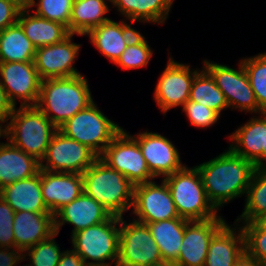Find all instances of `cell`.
<instances>
[{
	"label": "cell",
	"mask_w": 266,
	"mask_h": 266,
	"mask_svg": "<svg viewBox=\"0 0 266 266\" xmlns=\"http://www.w3.org/2000/svg\"><path fill=\"white\" fill-rule=\"evenodd\" d=\"M208 199L218 210L225 203L246 194L255 169L253 163L229 147L217 157L195 166Z\"/></svg>",
	"instance_id": "6da1fadb"
},
{
	"label": "cell",
	"mask_w": 266,
	"mask_h": 266,
	"mask_svg": "<svg viewBox=\"0 0 266 266\" xmlns=\"http://www.w3.org/2000/svg\"><path fill=\"white\" fill-rule=\"evenodd\" d=\"M93 102L85 76L44 79L36 107L59 129Z\"/></svg>",
	"instance_id": "7a4b0ae2"
},
{
	"label": "cell",
	"mask_w": 266,
	"mask_h": 266,
	"mask_svg": "<svg viewBox=\"0 0 266 266\" xmlns=\"http://www.w3.org/2000/svg\"><path fill=\"white\" fill-rule=\"evenodd\" d=\"M82 177L83 191L104 206L111 215L123 217V213L132 208L135 185L99 157Z\"/></svg>",
	"instance_id": "3957f363"
},
{
	"label": "cell",
	"mask_w": 266,
	"mask_h": 266,
	"mask_svg": "<svg viewBox=\"0 0 266 266\" xmlns=\"http://www.w3.org/2000/svg\"><path fill=\"white\" fill-rule=\"evenodd\" d=\"M9 120L5 138L41 162L57 128L36 106L15 107Z\"/></svg>",
	"instance_id": "277c9868"
},
{
	"label": "cell",
	"mask_w": 266,
	"mask_h": 266,
	"mask_svg": "<svg viewBox=\"0 0 266 266\" xmlns=\"http://www.w3.org/2000/svg\"><path fill=\"white\" fill-rule=\"evenodd\" d=\"M163 179L168 185L180 218L202 221L218 216V210L208 199L196 167L185 166Z\"/></svg>",
	"instance_id": "5b68a950"
},
{
	"label": "cell",
	"mask_w": 266,
	"mask_h": 266,
	"mask_svg": "<svg viewBox=\"0 0 266 266\" xmlns=\"http://www.w3.org/2000/svg\"><path fill=\"white\" fill-rule=\"evenodd\" d=\"M119 225L120 217L112 215L107 221L78 231L71 235L73 249L88 266H116L119 255Z\"/></svg>",
	"instance_id": "8992f818"
},
{
	"label": "cell",
	"mask_w": 266,
	"mask_h": 266,
	"mask_svg": "<svg viewBox=\"0 0 266 266\" xmlns=\"http://www.w3.org/2000/svg\"><path fill=\"white\" fill-rule=\"evenodd\" d=\"M122 129L108 119L94 101L59 128L67 137L87 146L98 157Z\"/></svg>",
	"instance_id": "52a82bcc"
},
{
	"label": "cell",
	"mask_w": 266,
	"mask_h": 266,
	"mask_svg": "<svg viewBox=\"0 0 266 266\" xmlns=\"http://www.w3.org/2000/svg\"><path fill=\"white\" fill-rule=\"evenodd\" d=\"M120 217L119 255L116 266H144L164 264L161 252L155 243L147 224L132 220L130 223Z\"/></svg>",
	"instance_id": "ba28073f"
},
{
	"label": "cell",
	"mask_w": 266,
	"mask_h": 266,
	"mask_svg": "<svg viewBox=\"0 0 266 266\" xmlns=\"http://www.w3.org/2000/svg\"><path fill=\"white\" fill-rule=\"evenodd\" d=\"M99 158L122 173L134 185L155 180L148 169L138 142L124 129L113 138Z\"/></svg>",
	"instance_id": "9c48e42d"
},
{
	"label": "cell",
	"mask_w": 266,
	"mask_h": 266,
	"mask_svg": "<svg viewBox=\"0 0 266 266\" xmlns=\"http://www.w3.org/2000/svg\"><path fill=\"white\" fill-rule=\"evenodd\" d=\"M98 158L87 146L67 137L59 129L53 134L40 169L48 172L83 174ZM45 162V164H43Z\"/></svg>",
	"instance_id": "30bf717a"
},
{
	"label": "cell",
	"mask_w": 266,
	"mask_h": 266,
	"mask_svg": "<svg viewBox=\"0 0 266 266\" xmlns=\"http://www.w3.org/2000/svg\"><path fill=\"white\" fill-rule=\"evenodd\" d=\"M203 67L213 77L216 86L224 93L229 108H238L253 114L264 112L258 106L242 61L239 63V70L208 60H204Z\"/></svg>",
	"instance_id": "8fae6325"
},
{
	"label": "cell",
	"mask_w": 266,
	"mask_h": 266,
	"mask_svg": "<svg viewBox=\"0 0 266 266\" xmlns=\"http://www.w3.org/2000/svg\"><path fill=\"white\" fill-rule=\"evenodd\" d=\"M132 208L134 220L145 224L180 218L164 179L161 185L153 180L135 185Z\"/></svg>",
	"instance_id": "7c38bea8"
},
{
	"label": "cell",
	"mask_w": 266,
	"mask_h": 266,
	"mask_svg": "<svg viewBox=\"0 0 266 266\" xmlns=\"http://www.w3.org/2000/svg\"><path fill=\"white\" fill-rule=\"evenodd\" d=\"M0 83L9 100L16 107V98L23 100L21 106H36L42 79L34 62H0Z\"/></svg>",
	"instance_id": "4fadbf2b"
},
{
	"label": "cell",
	"mask_w": 266,
	"mask_h": 266,
	"mask_svg": "<svg viewBox=\"0 0 266 266\" xmlns=\"http://www.w3.org/2000/svg\"><path fill=\"white\" fill-rule=\"evenodd\" d=\"M190 68L189 65L175 62L173 58H169L154 92V100L164 114L179 105L183 107L189 100L194 76L199 70L192 71Z\"/></svg>",
	"instance_id": "5bb4252c"
},
{
	"label": "cell",
	"mask_w": 266,
	"mask_h": 266,
	"mask_svg": "<svg viewBox=\"0 0 266 266\" xmlns=\"http://www.w3.org/2000/svg\"><path fill=\"white\" fill-rule=\"evenodd\" d=\"M226 224L221 216L188 221L177 262L173 266H204L213 236Z\"/></svg>",
	"instance_id": "9a60e30c"
},
{
	"label": "cell",
	"mask_w": 266,
	"mask_h": 266,
	"mask_svg": "<svg viewBox=\"0 0 266 266\" xmlns=\"http://www.w3.org/2000/svg\"><path fill=\"white\" fill-rule=\"evenodd\" d=\"M73 35L59 43L36 48L33 62L42 80L81 75L73 65L81 47L72 42Z\"/></svg>",
	"instance_id": "2e32d148"
},
{
	"label": "cell",
	"mask_w": 266,
	"mask_h": 266,
	"mask_svg": "<svg viewBox=\"0 0 266 266\" xmlns=\"http://www.w3.org/2000/svg\"><path fill=\"white\" fill-rule=\"evenodd\" d=\"M132 137L138 142L150 173L158 178L166 177L180 171L186 165L180 160V155L174 144L159 133L142 132Z\"/></svg>",
	"instance_id": "e0dca14e"
},
{
	"label": "cell",
	"mask_w": 266,
	"mask_h": 266,
	"mask_svg": "<svg viewBox=\"0 0 266 266\" xmlns=\"http://www.w3.org/2000/svg\"><path fill=\"white\" fill-rule=\"evenodd\" d=\"M41 191L46 207L54 215L84 192L82 174L41 169Z\"/></svg>",
	"instance_id": "ac0fdd59"
},
{
	"label": "cell",
	"mask_w": 266,
	"mask_h": 266,
	"mask_svg": "<svg viewBox=\"0 0 266 266\" xmlns=\"http://www.w3.org/2000/svg\"><path fill=\"white\" fill-rule=\"evenodd\" d=\"M111 213L85 192L54 214L55 232L59 234L65 223L74 225L72 235L87 227L107 221ZM60 219V220H59Z\"/></svg>",
	"instance_id": "d6986e66"
},
{
	"label": "cell",
	"mask_w": 266,
	"mask_h": 266,
	"mask_svg": "<svg viewBox=\"0 0 266 266\" xmlns=\"http://www.w3.org/2000/svg\"><path fill=\"white\" fill-rule=\"evenodd\" d=\"M13 232L15 248L24 252L55 233L54 215L50 212H15Z\"/></svg>",
	"instance_id": "ffe728a7"
},
{
	"label": "cell",
	"mask_w": 266,
	"mask_h": 266,
	"mask_svg": "<svg viewBox=\"0 0 266 266\" xmlns=\"http://www.w3.org/2000/svg\"><path fill=\"white\" fill-rule=\"evenodd\" d=\"M121 22V23H120ZM115 22L111 19L89 30L85 35L90 37L92 44L115 63L126 49L131 39L138 33L126 21Z\"/></svg>",
	"instance_id": "44dd1931"
},
{
	"label": "cell",
	"mask_w": 266,
	"mask_h": 266,
	"mask_svg": "<svg viewBox=\"0 0 266 266\" xmlns=\"http://www.w3.org/2000/svg\"><path fill=\"white\" fill-rule=\"evenodd\" d=\"M0 196L14 212H50L41 191V169L32 177L16 181L0 189Z\"/></svg>",
	"instance_id": "7402d4cb"
},
{
	"label": "cell",
	"mask_w": 266,
	"mask_h": 266,
	"mask_svg": "<svg viewBox=\"0 0 266 266\" xmlns=\"http://www.w3.org/2000/svg\"><path fill=\"white\" fill-rule=\"evenodd\" d=\"M245 250L242 227L231 228L227 223L210 241L204 266H234L237 258Z\"/></svg>",
	"instance_id": "603a6c76"
},
{
	"label": "cell",
	"mask_w": 266,
	"mask_h": 266,
	"mask_svg": "<svg viewBox=\"0 0 266 266\" xmlns=\"http://www.w3.org/2000/svg\"><path fill=\"white\" fill-rule=\"evenodd\" d=\"M40 171V161L10 142L0 143V189Z\"/></svg>",
	"instance_id": "cb8c5ba5"
},
{
	"label": "cell",
	"mask_w": 266,
	"mask_h": 266,
	"mask_svg": "<svg viewBox=\"0 0 266 266\" xmlns=\"http://www.w3.org/2000/svg\"><path fill=\"white\" fill-rule=\"evenodd\" d=\"M229 138L233 141L229 148L253 163L262 154V149H266V112L260 117L253 116Z\"/></svg>",
	"instance_id": "d4e9b609"
},
{
	"label": "cell",
	"mask_w": 266,
	"mask_h": 266,
	"mask_svg": "<svg viewBox=\"0 0 266 266\" xmlns=\"http://www.w3.org/2000/svg\"><path fill=\"white\" fill-rule=\"evenodd\" d=\"M29 10L26 5L21 9L17 23L36 48L59 43L71 34L63 24L29 14Z\"/></svg>",
	"instance_id": "484cf974"
},
{
	"label": "cell",
	"mask_w": 266,
	"mask_h": 266,
	"mask_svg": "<svg viewBox=\"0 0 266 266\" xmlns=\"http://www.w3.org/2000/svg\"><path fill=\"white\" fill-rule=\"evenodd\" d=\"M187 222L188 220L183 218H172L147 223L151 236L160 249L164 264L173 266L177 262Z\"/></svg>",
	"instance_id": "4316f807"
},
{
	"label": "cell",
	"mask_w": 266,
	"mask_h": 266,
	"mask_svg": "<svg viewBox=\"0 0 266 266\" xmlns=\"http://www.w3.org/2000/svg\"><path fill=\"white\" fill-rule=\"evenodd\" d=\"M174 0H111L118 11L131 21L163 24Z\"/></svg>",
	"instance_id": "83f0119b"
},
{
	"label": "cell",
	"mask_w": 266,
	"mask_h": 266,
	"mask_svg": "<svg viewBox=\"0 0 266 266\" xmlns=\"http://www.w3.org/2000/svg\"><path fill=\"white\" fill-rule=\"evenodd\" d=\"M111 2V0H107ZM105 0H74L70 18V33L80 36L108 21L104 15L109 12Z\"/></svg>",
	"instance_id": "f1b7e54d"
},
{
	"label": "cell",
	"mask_w": 266,
	"mask_h": 266,
	"mask_svg": "<svg viewBox=\"0 0 266 266\" xmlns=\"http://www.w3.org/2000/svg\"><path fill=\"white\" fill-rule=\"evenodd\" d=\"M36 47L16 23L0 32V62H33Z\"/></svg>",
	"instance_id": "f546056e"
},
{
	"label": "cell",
	"mask_w": 266,
	"mask_h": 266,
	"mask_svg": "<svg viewBox=\"0 0 266 266\" xmlns=\"http://www.w3.org/2000/svg\"><path fill=\"white\" fill-rule=\"evenodd\" d=\"M189 100L200 103L219 115L224 109L229 108L224 93L216 86L213 77L204 67L194 76Z\"/></svg>",
	"instance_id": "4dcf8cb0"
},
{
	"label": "cell",
	"mask_w": 266,
	"mask_h": 266,
	"mask_svg": "<svg viewBox=\"0 0 266 266\" xmlns=\"http://www.w3.org/2000/svg\"><path fill=\"white\" fill-rule=\"evenodd\" d=\"M245 197L244 211L235 221L236 228L240 221L250 223L266 214V168L254 169Z\"/></svg>",
	"instance_id": "1f68e13d"
},
{
	"label": "cell",
	"mask_w": 266,
	"mask_h": 266,
	"mask_svg": "<svg viewBox=\"0 0 266 266\" xmlns=\"http://www.w3.org/2000/svg\"><path fill=\"white\" fill-rule=\"evenodd\" d=\"M258 106L266 112V53L241 60Z\"/></svg>",
	"instance_id": "d6a6232c"
},
{
	"label": "cell",
	"mask_w": 266,
	"mask_h": 266,
	"mask_svg": "<svg viewBox=\"0 0 266 266\" xmlns=\"http://www.w3.org/2000/svg\"><path fill=\"white\" fill-rule=\"evenodd\" d=\"M152 55L153 51L149 47L146 38L138 32L114 64L123 70L143 68L148 65Z\"/></svg>",
	"instance_id": "836d02e7"
},
{
	"label": "cell",
	"mask_w": 266,
	"mask_h": 266,
	"mask_svg": "<svg viewBox=\"0 0 266 266\" xmlns=\"http://www.w3.org/2000/svg\"><path fill=\"white\" fill-rule=\"evenodd\" d=\"M39 2V3H38ZM27 0L25 5L31 9L37 6L35 15L66 26L70 32V18L74 0Z\"/></svg>",
	"instance_id": "e575fe53"
},
{
	"label": "cell",
	"mask_w": 266,
	"mask_h": 266,
	"mask_svg": "<svg viewBox=\"0 0 266 266\" xmlns=\"http://www.w3.org/2000/svg\"><path fill=\"white\" fill-rule=\"evenodd\" d=\"M57 235L59 234L55 232L46 240L40 241L35 246L24 251V259L26 256L30 257L28 266H57L63 253V251H60L58 244H56L55 237ZM25 252L27 253L25 254Z\"/></svg>",
	"instance_id": "d590c367"
},
{
	"label": "cell",
	"mask_w": 266,
	"mask_h": 266,
	"mask_svg": "<svg viewBox=\"0 0 266 266\" xmlns=\"http://www.w3.org/2000/svg\"><path fill=\"white\" fill-rule=\"evenodd\" d=\"M245 237V250L252 255L261 266H266V232L254 222L242 223Z\"/></svg>",
	"instance_id": "8d00e7d4"
},
{
	"label": "cell",
	"mask_w": 266,
	"mask_h": 266,
	"mask_svg": "<svg viewBox=\"0 0 266 266\" xmlns=\"http://www.w3.org/2000/svg\"><path fill=\"white\" fill-rule=\"evenodd\" d=\"M182 110L187 115L190 123L198 128L210 127L217 123L220 118V115L214 110L190 100L184 104Z\"/></svg>",
	"instance_id": "74e56055"
},
{
	"label": "cell",
	"mask_w": 266,
	"mask_h": 266,
	"mask_svg": "<svg viewBox=\"0 0 266 266\" xmlns=\"http://www.w3.org/2000/svg\"><path fill=\"white\" fill-rule=\"evenodd\" d=\"M15 212L0 196V247H15L13 220Z\"/></svg>",
	"instance_id": "f35d334b"
},
{
	"label": "cell",
	"mask_w": 266,
	"mask_h": 266,
	"mask_svg": "<svg viewBox=\"0 0 266 266\" xmlns=\"http://www.w3.org/2000/svg\"><path fill=\"white\" fill-rule=\"evenodd\" d=\"M25 6L23 0H0V32L18 22V15Z\"/></svg>",
	"instance_id": "ab89813d"
},
{
	"label": "cell",
	"mask_w": 266,
	"mask_h": 266,
	"mask_svg": "<svg viewBox=\"0 0 266 266\" xmlns=\"http://www.w3.org/2000/svg\"><path fill=\"white\" fill-rule=\"evenodd\" d=\"M13 248V249H12ZM0 247V266H17L24 260L23 251L15 247Z\"/></svg>",
	"instance_id": "60d3db41"
},
{
	"label": "cell",
	"mask_w": 266,
	"mask_h": 266,
	"mask_svg": "<svg viewBox=\"0 0 266 266\" xmlns=\"http://www.w3.org/2000/svg\"><path fill=\"white\" fill-rule=\"evenodd\" d=\"M14 109V104L9 100L4 88L0 83V123H7Z\"/></svg>",
	"instance_id": "b9f144b4"
},
{
	"label": "cell",
	"mask_w": 266,
	"mask_h": 266,
	"mask_svg": "<svg viewBox=\"0 0 266 266\" xmlns=\"http://www.w3.org/2000/svg\"><path fill=\"white\" fill-rule=\"evenodd\" d=\"M57 266H88L74 250L63 251Z\"/></svg>",
	"instance_id": "7bdbcfd3"
},
{
	"label": "cell",
	"mask_w": 266,
	"mask_h": 266,
	"mask_svg": "<svg viewBox=\"0 0 266 266\" xmlns=\"http://www.w3.org/2000/svg\"><path fill=\"white\" fill-rule=\"evenodd\" d=\"M234 266H261L260 263L246 250L237 258Z\"/></svg>",
	"instance_id": "ee69618b"
},
{
	"label": "cell",
	"mask_w": 266,
	"mask_h": 266,
	"mask_svg": "<svg viewBox=\"0 0 266 266\" xmlns=\"http://www.w3.org/2000/svg\"><path fill=\"white\" fill-rule=\"evenodd\" d=\"M253 165L255 168H266V149H262V154L253 162Z\"/></svg>",
	"instance_id": "f6af8a7d"
},
{
	"label": "cell",
	"mask_w": 266,
	"mask_h": 266,
	"mask_svg": "<svg viewBox=\"0 0 266 266\" xmlns=\"http://www.w3.org/2000/svg\"><path fill=\"white\" fill-rule=\"evenodd\" d=\"M262 231L266 232V214L260 215L253 221Z\"/></svg>",
	"instance_id": "bcb514c9"
},
{
	"label": "cell",
	"mask_w": 266,
	"mask_h": 266,
	"mask_svg": "<svg viewBox=\"0 0 266 266\" xmlns=\"http://www.w3.org/2000/svg\"><path fill=\"white\" fill-rule=\"evenodd\" d=\"M5 138V126L0 123V138Z\"/></svg>",
	"instance_id": "7dc6e473"
},
{
	"label": "cell",
	"mask_w": 266,
	"mask_h": 266,
	"mask_svg": "<svg viewBox=\"0 0 266 266\" xmlns=\"http://www.w3.org/2000/svg\"><path fill=\"white\" fill-rule=\"evenodd\" d=\"M144 266H169L167 264H152V265H144Z\"/></svg>",
	"instance_id": "c3c4849f"
}]
</instances>
